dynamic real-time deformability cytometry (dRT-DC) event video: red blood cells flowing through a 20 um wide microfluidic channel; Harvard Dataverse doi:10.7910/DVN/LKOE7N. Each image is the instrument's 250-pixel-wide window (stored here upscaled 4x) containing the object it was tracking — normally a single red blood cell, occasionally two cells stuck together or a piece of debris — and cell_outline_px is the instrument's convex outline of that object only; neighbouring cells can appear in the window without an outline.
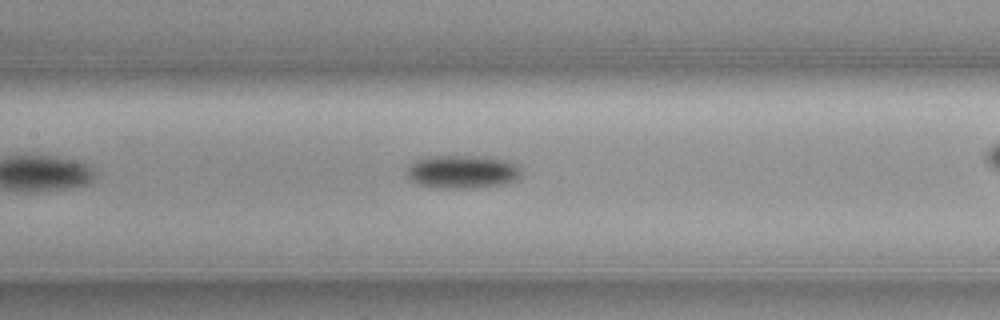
{"species": "common noctule bat (a hibernating species)", "species_latin": "Nyctalus noctula", "temperature_condition": "cold", "stored_images_in_passage": 32, "camera_frame_rate_fps": 3000, "um_per_image_px": 0.085, "animal": {"sex": "female", "body_mass_g": 19.3, "forearm_length_mm": 54.1}, "frame": {"image": 1, "passage_image": 14, "time_ms": 4.333, "image_size_px": [1000, 320], "cell_outline_px": [[520, 176], [516, 180], [504, 184], [472, 188], [436, 188], [416, 184], [408, 176], [408, 168], [416, 160], [428, 156], [480, 156], [508, 160], [516, 164], [520, 168]], "centroid_in_image_um": [39.32, 14.6], "position_along_channel_um": 168.1, "area_um2": 22.2}}